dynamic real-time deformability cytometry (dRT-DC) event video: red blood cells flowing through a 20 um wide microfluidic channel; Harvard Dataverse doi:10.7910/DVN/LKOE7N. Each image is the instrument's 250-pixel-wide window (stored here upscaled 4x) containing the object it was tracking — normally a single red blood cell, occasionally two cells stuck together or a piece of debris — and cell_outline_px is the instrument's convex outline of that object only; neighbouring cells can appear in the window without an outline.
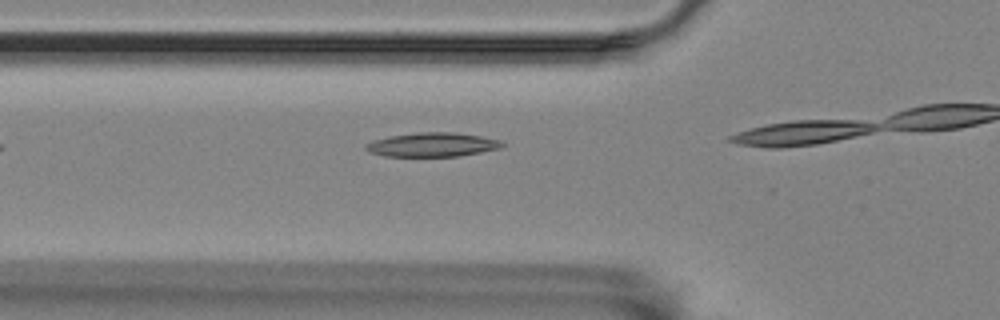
{"species": "Egyptian fruit bat (a non-hibernating species)", "species_latin": "Rousettus aegyptiacus", "temperature_condition": "room temperature", "stored_images_in_passage": 7, "camera_frame_rate_fps": 3000, "um_per_image_px": 0.085, "animal": {"sex": "female"}, "frame": {"image": 1, "passage_image": 3, "time_ms": 0.667, "image_size_px": [1000, 320], "cell_outline_px": [[504, 144], [500, 148], [460, 156], [384, 156], [368, 152], [364, 148], [364, 144], [372, 140], [388, 136], [416, 132], [456, 132], [480, 136], [500, 140]], "centroid_in_image_um": [36.69, 12.29], "position_along_channel_um": 89.1, "area_um2": 19.25}}
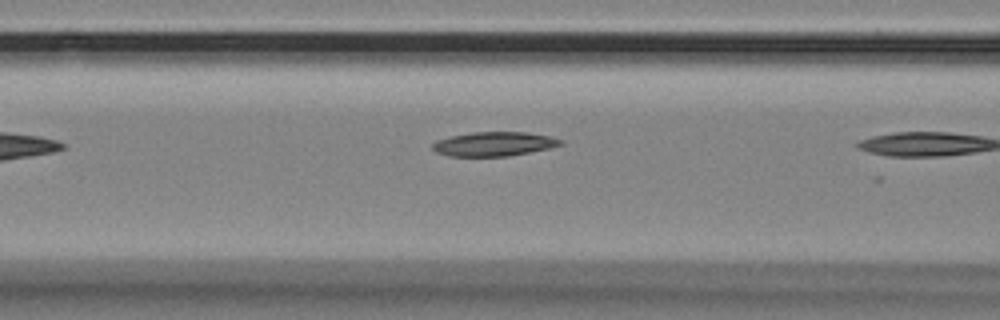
{"frame": {"image": 2, "passage_image": 6, "time_ms": 1.667, "image_size_px": [1000, 320], "cell_outline_px": [[564, 144], [548, 148], [508, 156], [448, 156], [436, 152], [432, 148], [432, 144], [436, 140], [452, 136], [472, 132], [528, 132], [552, 136], [564, 140]], "centroid_in_image_um": [42.01, 12.23], "position_along_channel_um": 124.6, "area_um2": 18.09}}